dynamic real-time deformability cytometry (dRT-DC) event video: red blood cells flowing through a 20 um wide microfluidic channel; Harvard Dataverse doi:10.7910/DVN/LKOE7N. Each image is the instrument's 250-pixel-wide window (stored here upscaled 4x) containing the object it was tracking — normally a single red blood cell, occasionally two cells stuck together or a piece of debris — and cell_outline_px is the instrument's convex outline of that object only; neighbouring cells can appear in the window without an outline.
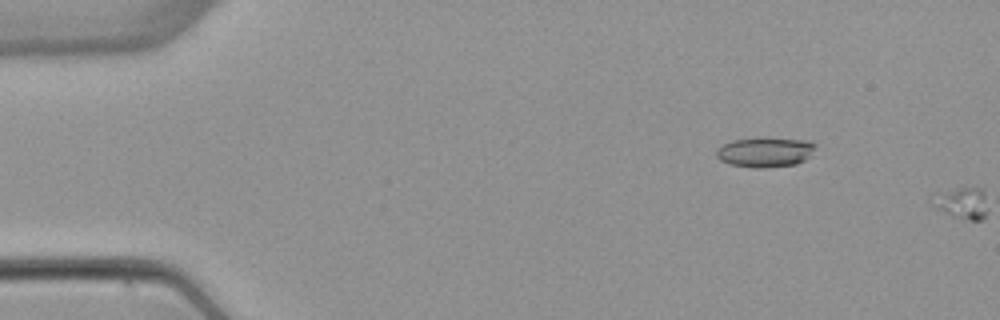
{"species": "common noctule bat (a hibernating species)", "species_latin": "Nyctalus noctula", "temperature_condition": "warm", "stored_images_in_passage": 3, "camera_frame_rate_fps": 3000, "um_per_image_px": 0.085, "animal": {"sex": "female", "body_mass_g": 22.7, "forearm_length_mm": 54.2}, "frame": {"image": 1, "passage_image": 2, "time_ms": 1.0, "image_size_px": [1000, 320], "cell_outline_px": [[816, 148], [804, 160], [796, 164], [764, 168], [756, 168], [728, 164], [720, 160], [716, 156], [716, 148], [732, 140], [756, 136], [808, 140], [816, 144]], "centroid_in_image_um": [65.01, 12.9], "position_along_channel_um": 20.0, "area_um2": 17.69}}